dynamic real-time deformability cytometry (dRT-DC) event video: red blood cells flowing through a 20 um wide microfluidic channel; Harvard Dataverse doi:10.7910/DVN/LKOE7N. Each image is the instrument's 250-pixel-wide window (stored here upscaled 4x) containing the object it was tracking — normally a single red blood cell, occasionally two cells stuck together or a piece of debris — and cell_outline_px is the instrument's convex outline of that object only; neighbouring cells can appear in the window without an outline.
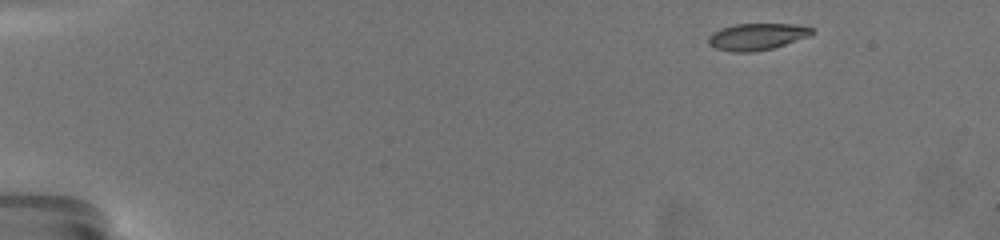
{"species": "common noctule bat (a hibernating species)", "species_latin": "Nyctalus noctula", "temperature_condition": "warm", "stored_images_in_passage": 35, "camera_frame_rate_fps": 3000, "um_per_image_px": 0.085, "animal": {"sex": "female", "body_mass_g": 19.5, "forearm_length_mm": 54.1}, "frame": {"image": 1, "passage_image": 1, "time_ms": 0.0, "image_size_px": [1000, 240], "cell_outline_px": [[812, 32], [808, 36], [772, 48], [748, 52], [736, 52], [716, 48], [708, 44], [708, 36], [724, 28], [736, 24], [788, 24], [812, 28]], "centroid_in_image_um": [64.3, 3.12], "position_along_channel_um": 20.7, "area_um2": 15.49}}
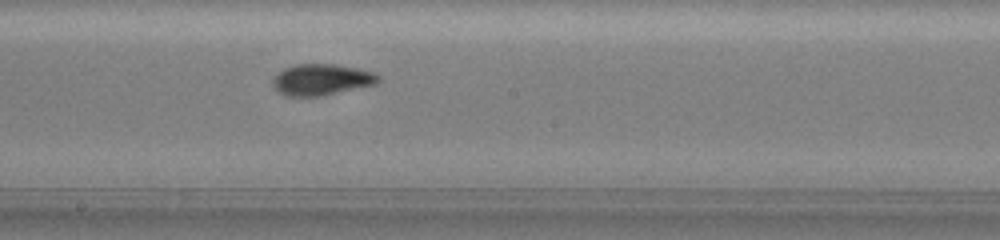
{"frame": {"image": 2, "passage_image": 22, "time_ms": 9.333, "image_size_px": [1000, 240], "cell_outline_px": [[380, 80], [376, 84], [320, 96], [284, 96], [276, 92], [272, 84], [272, 80], [284, 68], [296, 64], [336, 64], [372, 72], [380, 76]], "centroid_in_image_um": [27.29, 6.78], "position_along_channel_um": 220.9, "area_um2": 19.13}}
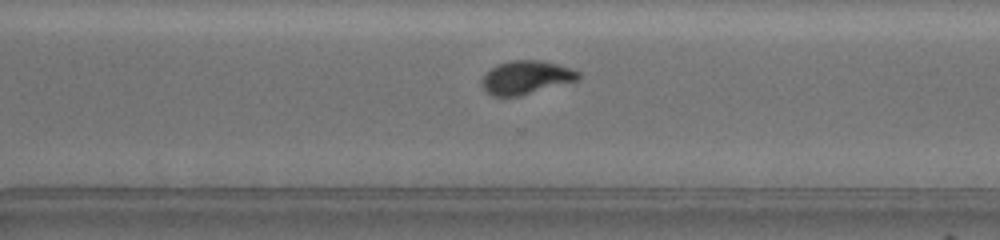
{"frame": {"image": 3, "passage_image": 30, "time_ms": 12.333, "image_size_px": [1000, 240], "cell_outline_px": [[580, 76], [576, 80], [520, 96], [492, 96], [484, 88], [484, 76], [492, 68], [500, 64], [512, 60], [536, 60], [556, 64], [580, 72]], "centroid_in_image_um": [44.73, 6.59], "position_along_channel_um": 325.9, "area_um2": 18.09}}